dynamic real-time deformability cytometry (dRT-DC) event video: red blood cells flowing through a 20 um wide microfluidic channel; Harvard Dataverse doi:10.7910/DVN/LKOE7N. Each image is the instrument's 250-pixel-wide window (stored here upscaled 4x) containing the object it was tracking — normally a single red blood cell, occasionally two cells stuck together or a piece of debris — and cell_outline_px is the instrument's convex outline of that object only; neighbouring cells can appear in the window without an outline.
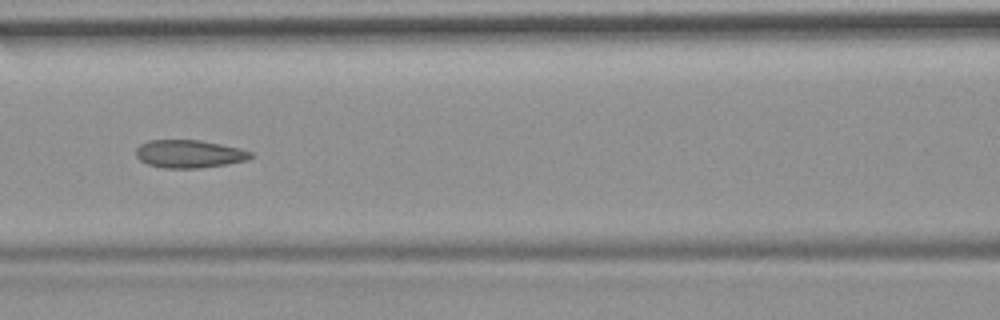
{"species": "common noctule bat (a hibernating species)", "species_latin": "Nyctalus noctula", "temperature_condition": "room temperature", "stored_images_in_passage": 53, "camera_frame_rate_fps": 3000, "um_per_image_px": 0.085, "animal": {"sex": "female", "body_mass_g": 19.9}, "frame": {"image": 1, "passage_image": 23, "time_ms": 7.333, "image_size_px": [1000, 320], "cell_outline_px": [[252, 156], [244, 160], [224, 164], [196, 168], [164, 168], [148, 164], [140, 160], [136, 156], [136, 148], [140, 144], [148, 140], [200, 140], [240, 148], [252, 152]], "centroid_in_image_um": [16.03, 13.07], "position_along_channel_um": 150.6, "area_um2": 18.44}, "authors_computed_cell_mechanics": {"area_um2": 19.363, "velocity_mm_per_s": 3.7128, "shape_relaxation_time_tau1_ms": null, "shape_relaxation_time_tau2_ms": 2.0634, "deformation_change_tau1": null, "deformation_change_tau2": 0.0967}}